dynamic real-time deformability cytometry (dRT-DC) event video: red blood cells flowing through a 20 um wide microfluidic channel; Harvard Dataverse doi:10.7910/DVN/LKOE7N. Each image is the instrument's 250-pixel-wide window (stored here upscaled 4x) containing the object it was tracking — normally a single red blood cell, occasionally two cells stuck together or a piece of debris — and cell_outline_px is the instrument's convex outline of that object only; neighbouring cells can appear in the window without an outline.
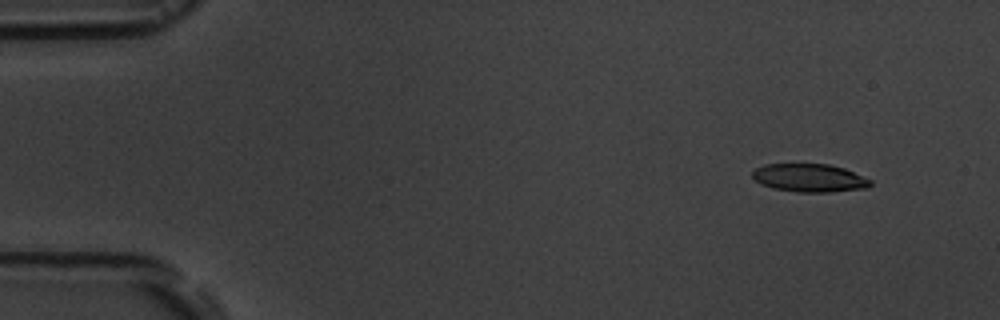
{"species": "common noctule bat (a hibernating species)", "species_latin": "Nyctalus noctula", "temperature_condition": "room temperature", "stored_images_in_passage": 4, "camera_frame_rate_fps": 3000, "um_per_image_px": 0.085, "animal": {"sex": "male", "body_mass_g": 19.5, "forearm_length_mm": 54.6}, "frame": {"image": 1, "passage_image": 1, "time_ms": 0.0, "image_size_px": [1000, 320], "cell_outline_px": [[872, 184], [868, 188], [832, 192], [796, 192], [772, 188], [760, 184], [752, 176], [752, 172], [756, 168], [764, 164], [828, 164], [844, 168], [872, 180]], "centroid_in_image_um": [68.81, 15.13], "position_along_channel_um": 16.2, "area_um2": 19.48}}
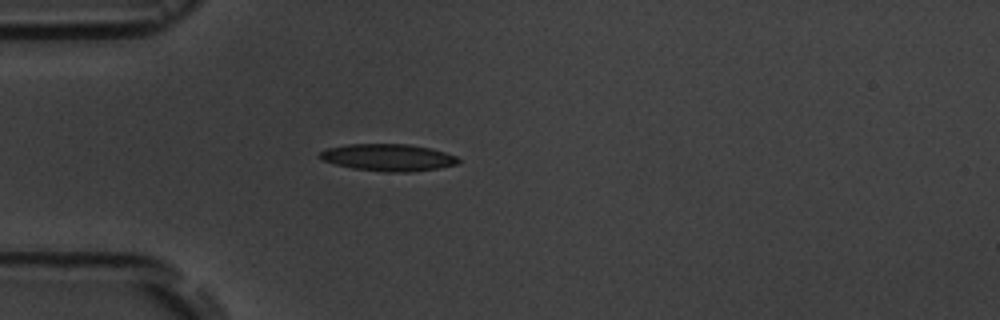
{"frame": {"image": 2, "passage_image": 4, "time_ms": 3.667, "image_size_px": [1000, 320], "cell_outline_px": [[460, 160], [456, 164], [440, 168], [408, 172], [384, 172], [352, 168], [336, 164], [324, 160], [316, 156], [320, 152], [328, 148], [348, 144], [408, 144], [428, 148], [444, 152], [456, 156]], "centroid_in_image_um": [32.98, 13.39], "position_along_channel_um": 52.0, "area_um2": 21.68}}